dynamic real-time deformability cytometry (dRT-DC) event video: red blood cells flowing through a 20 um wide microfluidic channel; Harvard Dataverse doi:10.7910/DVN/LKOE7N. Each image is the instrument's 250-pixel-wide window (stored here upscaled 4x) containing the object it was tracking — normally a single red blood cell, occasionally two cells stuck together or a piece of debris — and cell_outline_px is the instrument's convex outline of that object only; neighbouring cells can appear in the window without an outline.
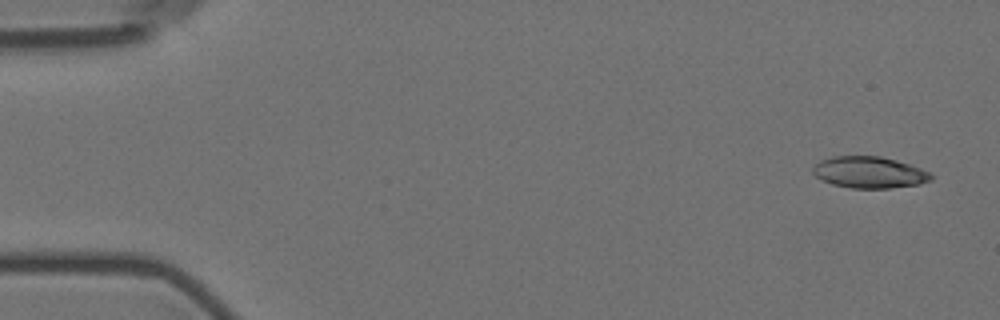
{"species": "Egyptian fruit bat (a non-hibernating species)", "species_latin": "Rousettus aegyptiacus", "temperature_condition": "room temperature", "stored_images_in_passage": 5, "camera_frame_rate_fps": 3000, "um_per_image_px": 0.085, "animal": {"sex": "female"}, "frame": {"image": 1, "passage_image": 1, "time_ms": 0.0, "image_size_px": [1000, 320], "cell_outline_px": [[936, 176], [932, 180], [920, 184], [892, 188], [852, 188], [832, 184], [820, 180], [812, 172], [812, 168], [820, 160], [832, 156], [880, 156], [896, 160], [920, 168]], "centroid_in_image_um": [73.89, 14.65], "position_along_channel_um": 11.1, "area_um2": 21.85}}
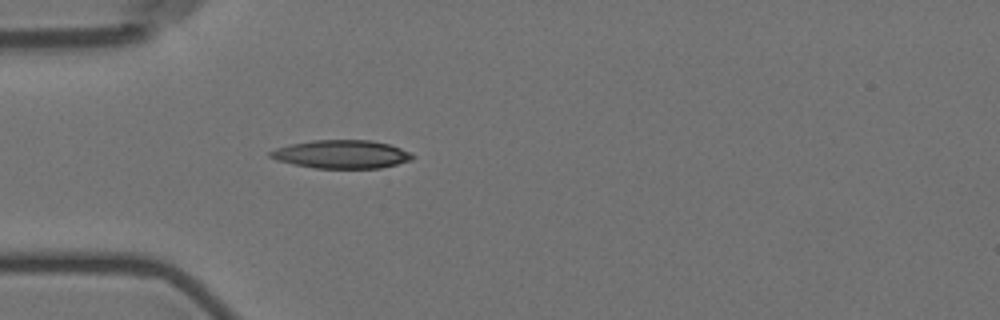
{"frame": {"image": 2, "passage_image": 5, "time_ms": 4.667, "image_size_px": [1000, 320], "cell_outline_px": [[416, 156], [412, 160], [380, 168], [312, 168], [292, 164], [276, 160], [268, 156], [268, 152], [276, 148], [292, 144], [312, 140], [372, 140], [388, 144], [412, 152]], "centroid_in_image_um": [29.04, 13.11], "position_along_channel_um": 56.0, "area_um2": 23.58}}